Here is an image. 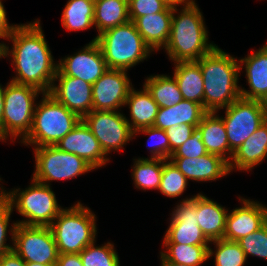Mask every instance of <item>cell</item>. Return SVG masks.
Here are the masks:
<instances>
[{
  "mask_svg": "<svg viewBox=\"0 0 267 266\" xmlns=\"http://www.w3.org/2000/svg\"><path fill=\"white\" fill-rule=\"evenodd\" d=\"M33 150L35 170L32 179L45 185L50 186L51 181L74 179L95 170L84 159L56 146H39Z\"/></svg>",
  "mask_w": 267,
  "mask_h": 266,
  "instance_id": "9",
  "label": "cell"
},
{
  "mask_svg": "<svg viewBox=\"0 0 267 266\" xmlns=\"http://www.w3.org/2000/svg\"><path fill=\"white\" fill-rule=\"evenodd\" d=\"M139 133L149 135V138L147 139L148 148L151 152V156L149 158L170 160V144L165 130L156 128L154 126L144 127L134 131V137ZM152 139L153 142H151Z\"/></svg>",
  "mask_w": 267,
  "mask_h": 266,
  "instance_id": "36",
  "label": "cell"
},
{
  "mask_svg": "<svg viewBox=\"0 0 267 266\" xmlns=\"http://www.w3.org/2000/svg\"><path fill=\"white\" fill-rule=\"evenodd\" d=\"M42 99L34 110L33 123L29 134L20 141L34 148L55 146L79 123L81 118L68 110L49 93H43Z\"/></svg>",
  "mask_w": 267,
  "mask_h": 266,
  "instance_id": "4",
  "label": "cell"
},
{
  "mask_svg": "<svg viewBox=\"0 0 267 266\" xmlns=\"http://www.w3.org/2000/svg\"><path fill=\"white\" fill-rule=\"evenodd\" d=\"M93 243L86 246L80 253L83 266H120V258L111 242L96 246Z\"/></svg>",
  "mask_w": 267,
  "mask_h": 266,
  "instance_id": "34",
  "label": "cell"
},
{
  "mask_svg": "<svg viewBox=\"0 0 267 266\" xmlns=\"http://www.w3.org/2000/svg\"><path fill=\"white\" fill-rule=\"evenodd\" d=\"M93 23L98 35L130 21L128 0H95Z\"/></svg>",
  "mask_w": 267,
  "mask_h": 266,
  "instance_id": "28",
  "label": "cell"
},
{
  "mask_svg": "<svg viewBox=\"0 0 267 266\" xmlns=\"http://www.w3.org/2000/svg\"><path fill=\"white\" fill-rule=\"evenodd\" d=\"M196 130L194 125H174L165 130L170 144V158L175 150L185 143Z\"/></svg>",
  "mask_w": 267,
  "mask_h": 266,
  "instance_id": "41",
  "label": "cell"
},
{
  "mask_svg": "<svg viewBox=\"0 0 267 266\" xmlns=\"http://www.w3.org/2000/svg\"><path fill=\"white\" fill-rule=\"evenodd\" d=\"M94 3L95 0H68L61 17L63 27L72 32L94 26Z\"/></svg>",
  "mask_w": 267,
  "mask_h": 266,
  "instance_id": "30",
  "label": "cell"
},
{
  "mask_svg": "<svg viewBox=\"0 0 267 266\" xmlns=\"http://www.w3.org/2000/svg\"><path fill=\"white\" fill-rule=\"evenodd\" d=\"M173 7L167 6L162 12L136 18L133 23L144 42L152 51L163 49L169 39Z\"/></svg>",
  "mask_w": 267,
  "mask_h": 266,
  "instance_id": "22",
  "label": "cell"
},
{
  "mask_svg": "<svg viewBox=\"0 0 267 266\" xmlns=\"http://www.w3.org/2000/svg\"><path fill=\"white\" fill-rule=\"evenodd\" d=\"M246 258L256 256L267 260V222L257 231L237 241Z\"/></svg>",
  "mask_w": 267,
  "mask_h": 266,
  "instance_id": "37",
  "label": "cell"
},
{
  "mask_svg": "<svg viewBox=\"0 0 267 266\" xmlns=\"http://www.w3.org/2000/svg\"><path fill=\"white\" fill-rule=\"evenodd\" d=\"M166 2L169 6L172 7H178L179 5L182 6V4H186L189 0H163Z\"/></svg>",
  "mask_w": 267,
  "mask_h": 266,
  "instance_id": "46",
  "label": "cell"
},
{
  "mask_svg": "<svg viewBox=\"0 0 267 266\" xmlns=\"http://www.w3.org/2000/svg\"><path fill=\"white\" fill-rule=\"evenodd\" d=\"M210 244L216 247L214 251L208 247V258L214 256V266H244L247 258L237 242L219 239Z\"/></svg>",
  "mask_w": 267,
  "mask_h": 266,
  "instance_id": "33",
  "label": "cell"
},
{
  "mask_svg": "<svg viewBox=\"0 0 267 266\" xmlns=\"http://www.w3.org/2000/svg\"><path fill=\"white\" fill-rule=\"evenodd\" d=\"M160 258H161V266H190V265H184V264H179L176 262L167 261L161 254H160Z\"/></svg>",
  "mask_w": 267,
  "mask_h": 266,
  "instance_id": "47",
  "label": "cell"
},
{
  "mask_svg": "<svg viewBox=\"0 0 267 266\" xmlns=\"http://www.w3.org/2000/svg\"><path fill=\"white\" fill-rule=\"evenodd\" d=\"M173 76L178 83L183 99L201 104L204 107V81L197 61L174 63Z\"/></svg>",
  "mask_w": 267,
  "mask_h": 266,
  "instance_id": "27",
  "label": "cell"
},
{
  "mask_svg": "<svg viewBox=\"0 0 267 266\" xmlns=\"http://www.w3.org/2000/svg\"><path fill=\"white\" fill-rule=\"evenodd\" d=\"M240 71L244 66L249 90L240 87L242 98L260 100L267 103V43L258 50L238 59Z\"/></svg>",
  "mask_w": 267,
  "mask_h": 266,
  "instance_id": "20",
  "label": "cell"
},
{
  "mask_svg": "<svg viewBox=\"0 0 267 266\" xmlns=\"http://www.w3.org/2000/svg\"><path fill=\"white\" fill-rule=\"evenodd\" d=\"M178 10L173 7L170 35L164 49L174 63L197 61L217 45L208 42L204 17L195 0H189Z\"/></svg>",
  "mask_w": 267,
  "mask_h": 266,
  "instance_id": "2",
  "label": "cell"
},
{
  "mask_svg": "<svg viewBox=\"0 0 267 266\" xmlns=\"http://www.w3.org/2000/svg\"><path fill=\"white\" fill-rule=\"evenodd\" d=\"M57 61L56 75L80 78L93 85L108 70L102 50L97 41H90L76 54Z\"/></svg>",
  "mask_w": 267,
  "mask_h": 266,
  "instance_id": "14",
  "label": "cell"
},
{
  "mask_svg": "<svg viewBox=\"0 0 267 266\" xmlns=\"http://www.w3.org/2000/svg\"><path fill=\"white\" fill-rule=\"evenodd\" d=\"M91 41L98 42L108 69L130 70L153 52L133 21L108 29Z\"/></svg>",
  "mask_w": 267,
  "mask_h": 266,
  "instance_id": "5",
  "label": "cell"
},
{
  "mask_svg": "<svg viewBox=\"0 0 267 266\" xmlns=\"http://www.w3.org/2000/svg\"><path fill=\"white\" fill-rule=\"evenodd\" d=\"M0 266H26V262L12 250L3 255Z\"/></svg>",
  "mask_w": 267,
  "mask_h": 266,
  "instance_id": "44",
  "label": "cell"
},
{
  "mask_svg": "<svg viewBox=\"0 0 267 266\" xmlns=\"http://www.w3.org/2000/svg\"><path fill=\"white\" fill-rule=\"evenodd\" d=\"M241 207L229 211L223 239L237 242L267 222V207L258 201L239 197Z\"/></svg>",
  "mask_w": 267,
  "mask_h": 266,
  "instance_id": "17",
  "label": "cell"
},
{
  "mask_svg": "<svg viewBox=\"0 0 267 266\" xmlns=\"http://www.w3.org/2000/svg\"><path fill=\"white\" fill-rule=\"evenodd\" d=\"M167 6L163 0H128L130 21L144 15L162 12Z\"/></svg>",
  "mask_w": 267,
  "mask_h": 266,
  "instance_id": "39",
  "label": "cell"
},
{
  "mask_svg": "<svg viewBox=\"0 0 267 266\" xmlns=\"http://www.w3.org/2000/svg\"><path fill=\"white\" fill-rule=\"evenodd\" d=\"M6 15L7 14H6L4 5L2 3V0H0V38H3V40L8 39L13 33V30L15 29V27L17 26V24L10 25L8 23V20H7L8 17Z\"/></svg>",
  "mask_w": 267,
  "mask_h": 266,
  "instance_id": "42",
  "label": "cell"
},
{
  "mask_svg": "<svg viewBox=\"0 0 267 266\" xmlns=\"http://www.w3.org/2000/svg\"><path fill=\"white\" fill-rule=\"evenodd\" d=\"M204 81V109L216 112L230 106L241 97L238 86L240 66L237 57L216 46L209 54L197 60Z\"/></svg>",
  "mask_w": 267,
  "mask_h": 266,
  "instance_id": "3",
  "label": "cell"
},
{
  "mask_svg": "<svg viewBox=\"0 0 267 266\" xmlns=\"http://www.w3.org/2000/svg\"><path fill=\"white\" fill-rule=\"evenodd\" d=\"M40 90L29 85L7 82L4 90V110L1 122V141L8 137L22 141L30 132L35 110V100ZM37 98V99H36Z\"/></svg>",
  "mask_w": 267,
  "mask_h": 266,
  "instance_id": "8",
  "label": "cell"
},
{
  "mask_svg": "<svg viewBox=\"0 0 267 266\" xmlns=\"http://www.w3.org/2000/svg\"><path fill=\"white\" fill-rule=\"evenodd\" d=\"M26 266H49V265H44L40 263H26Z\"/></svg>",
  "mask_w": 267,
  "mask_h": 266,
  "instance_id": "48",
  "label": "cell"
},
{
  "mask_svg": "<svg viewBox=\"0 0 267 266\" xmlns=\"http://www.w3.org/2000/svg\"><path fill=\"white\" fill-rule=\"evenodd\" d=\"M59 150L75 154L84 159L95 170L109 162L99 141L81 119L79 123L56 145Z\"/></svg>",
  "mask_w": 267,
  "mask_h": 266,
  "instance_id": "18",
  "label": "cell"
},
{
  "mask_svg": "<svg viewBox=\"0 0 267 266\" xmlns=\"http://www.w3.org/2000/svg\"><path fill=\"white\" fill-rule=\"evenodd\" d=\"M163 244L209 246L197 221V194L183 199L171 213Z\"/></svg>",
  "mask_w": 267,
  "mask_h": 266,
  "instance_id": "13",
  "label": "cell"
},
{
  "mask_svg": "<svg viewBox=\"0 0 267 266\" xmlns=\"http://www.w3.org/2000/svg\"><path fill=\"white\" fill-rule=\"evenodd\" d=\"M188 185V179L171 160H163V171L158 191L169 198H178Z\"/></svg>",
  "mask_w": 267,
  "mask_h": 266,
  "instance_id": "35",
  "label": "cell"
},
{
  "mask_svg": "<svg viewBox=\"0 0 267 266\" xmlns=\"http://www.w3.org/2000/svg\"><path fill=\"white\" fill-rule=\"evenodd\" d=\"M56 266H83L79 254H59Z\"/></svg>",
  "mask_w": 267,
  "mask_h": 266,
  "instance_id": "43",
  "label": "cell"
},
{
  "mask_svg": "<svg viewBox=\"0 0 267 266\" xmlns=\"http://www.w3.org/2000/svg\"><path fill=\"white\" fill-rule=\"evenodd\" d=\"M197 129L201 133L206 151L222 157L229 163L233 152L229 148L223 119L216 112H207L202 117Z\"/></svg>",
  "mask_w": 267,
  "mask_h": 266,
  "instance_id": "24",
  "label": "cell"
},
{
  "mask_svg": "<svg viewBox=\"0 0 267 266\" xmlns=\"http://www.w3.org/2000/svg\"><path fill=\"white\" fill-rule=\"evenodd\" d=\"M13 251L26 263L56 266L58 249L48 226H27L17 223Z\"/></svg>",
  "mask_w": 267,
  "mask_h": 266,
  "instance_id": "11",
  "label": "cell"
},
{
  "mask_svg": "<svg viewBox=\"0 0 267 266\" xmlns=\"http://www.w3.org/2000/svg\"><path fill=\"white\" fill-rule=\"evenodd\" d=\"M228 209L203 195L197 194V221L205 237L211 242L223 239Z\"/></svg>",
  "mask_w": 267,
  "mask_h": 266,
  "instance_id": "23",
  "label": "cell"
},
{
  "mask_svg": "<svg viewBox=\"0 0 267 266\" xmlns=\"http://www.w3.org/2000/svg\"><path fill=\"white\" fill-rule=\"evenodd\" d=\"M12 49L8 44L0 46V58L9 57L16 70L12 82L29 85L43 93H49L56 76L57 66L43 33L40 20L17 24L11 36Z\"/></svg>",
  "mask_w": 267,
  "mask_h": 266,
  "instance_id": "1",
  "label": "cell"
},
{
  "mask_svg": "<svg viewBox=\"0 0 267 266\" xmlns=\"http://www.w3.org/2000/svg\"><path fill=\"white\" fill-rule=\"evenodd\" d=\"M206 113L201 104L183 99L169 108H159L153 126L166 130L174 125L189 124L197 128Z\"/></svg>",
  "mask_w": 267,
  "mask_h": 266,
  "instance_id": "26",
  "label": "cell"
},
{
  "mask_svg": "<svg viewBox=\"0 0 267 266\" xmlns=\"http://www.w3.org/2000/svg\"><path fill=\"white\" fill-rule=\"evenodd\" d=\"M13 209L7 202V200L3 197V187H0V259L3 255L13 250L14 247V231L17 225V222H14L11 227H9V222L11 218V214ZM8 228L10 231H8ZM10 232L12 245L6 244L7 241V233Z\"/></svg>",
  "mask_w": 267,
  "mask_h": 266,
  "instance_id": "38",
  "label": "cell"
},
{
  "mask_svg": "<svg viewBox=\"0 0 267 266\" xmlns=\"http://www.w3.org/2000/svg\"><path fill=\"white\" fill-rule=\"evenodd\" d=\"M170 160L188 179L196 182L216 181L230 174L229 163L215 154L198 158L171 157Z\"/></svg>",
  "mask_w": 267,
  "mask_h": 266,
  "instance_id": "19",
  "label": "cell"
},
{
  "mask_svg": "<svg viewBox=\"0 0 267 266\" xmlns=\"http://www.w3.org/2000/svg\"><path fill=\"white\" fill-rule=\"evenodd\" d=\"M118 111L92 110L82 120L99 141L106 155L120 151L134 137L126 116Z\"/></svg>",
  "mask_w": 267,
  "mask_h": 266,
  "instance_id": "12",
  "label": "cell"
},
{
  "mask_svg": "<svg viewBox=\"0 0 267 266\" xmlns=\"http://www.w3.org/2000/svg\"><path fill=\"white\" fill-rule=\"evenodd\" d=\"M226 111L223 119L229 148L236 151L266 120L267 103L239 97Z\"/></svg>",
  "mask_w": 267,
  "mask_h": 266,
  "instance_id": "10",
  "label": "cell"
},
{
  "mask_svg": "<svg viewBox=\"0 0 267 266\" xmlns=\"http://www.w3.org/2000/svg\"><path fill=\"white\" fill-rule=\"evenodd\" d=\"M143 85L151 93L159 108H169L183 100L174 76L170 77V75L165 74L151 75L146 78Z\"/></svg>",
  "mask_w": 267,
  "mask_h": 266,
  "instance_id": "29",
  "label": "cell"
},
{
  "mask_svg": "<svg viewBox=\"0 0 267 266\" xmlns=\"http://www.w3.org/2000/svg\"><path fill=\"white\" fill-rule=\"evenodd\" d=\"M124 106L129 107L131 119L126 120L133 131L154 125L159 107L144 85L140 91L130 89Z\"/></svg>",
  "mask_w": 267,
  "mask_h": 266,
  "instance_id": "25",
  "label": "cell"
},
{
  "mask_svg": "<svg viewBox=\"0 0 267 266\" xmlns=\"http://www.w3.org/2000/svg\"><path fill=\"white\" fill-rule=\"evenodd\" d=\"M267 156V120L233 152L229 162L233 170L250 171L261 164Z\"/></svg>",
  "mask_w": 267,
  "mask_h": 266,
  "instance_id": "21",
  "label": "cell"
},
{
  "mask_svg": "<svg viewBox=\"0 0 267 266\" xmlns=\"http://www.w3.org/2000/svg\"><path fill=\"white\" fill-rule=\"evenodd\" d=\"M49 227L59 254H79L96 241V215L79 201L65 207Z\"/></svg>",
  "mask_w": 267,
  "mask_h": 266,
  "instance_id": "6",
  "label": "cell"
},
{
  "mask_svg": "<svg viewBox=\"0 0 267 266\" xmlns=\"http://www.w3.org/2000/svg\"><path fill=\"white\" fill-rule=\"evenodd\" d=\"M49 94L81 119L93 110L92 85L80 78L56 75Z\"/></svg>",
  "mask_w": 267,
  "mask_h": 266,
  "instance_id": "16",
  "label": "cell"
},
{
  "mask_svg": "<svg viewBox=\"0 0 267 266\" xmlns=\"http://www.w3.org/2000/svg\"><path fill=\"white\" fill-rule=\"evenodd\" d=\"M166 251L160 254L171 262L190 266H201L208 258L209 246L184 245V244H163Z\"/></svg>",
  "mask_w": 267,
  "mask_h": 266,
  "instance_id": "32",
  "label": "cell"
},
{
  "mask_svg": "<svg viewBox=\"0 0 267 266\" xmlns=\"http://www.w3.org/2000/svg\"><path fill=\"white\" fill-rule=\"evenodd\" d=\"M132 174L134 186L137 189H159L162 171L163 160L151 158L133 159Z\"/></svg>",
  "mask_w": 267,
  "mask_h": 266,
  "instance_id": "31",
  "label": "cell"
},
{
  "mask_svg": "<svg viewBox=\"0 0 267 266\" xmlns=\"http://www.w3.org/2000/svg\"><path fill=\"white\" fill-rule=\"evenodd\" d=\"M207 153L202 142L201 133L196 128L191 137L175 150L171 157L198 158Z\"/></svg>",
  "mask_w": 267,
  "mask_h": 266,
  "instance_id": "40",
  "label": "cell"
},
{
  "mask_svg": "<svg viewBox=\"0 0 267 266\" xmlns=\"http://www.w3.org/2000/svg\"><path fill=\"white\" fill-rule=\"evenodd\" d=\"M130 81L126 70H106L92 85L93 110H120L133 87Z\"/></svg>",
  "mask_w": 267,
  "mask_h": 266,
  "instance_id": "15",
  "label": "cell"
},
{
  "mask_svg": "<svg viewBox=\"0 0 267 266\" xmlns=\"http://www.w3.org/2000/svg\"><path fill=\"white\" fill-rule=\"evenodd\" d=\"M3 197L11 208L25 217L19 224L27 226H50L54 219L64 209L57 202L51 186L31 180V184L25 190L20 188L6 191L3 188Z\"/></svg>",
  "mask_w": 267,
  "mask_h": 266,
  "instance_id": "7",
  "label": "cell"
},
{
  "mask_svg": "<svg viewBox=\"0 0 267 266\" xmlns=\"http://www.w3.org/2000/svg\"><path fill=\"white\" fill-rule=\"evenodd\" d=\"M2 86L3 85L0 84V141H1V122L4 110V90H5V87L3 88Z\"/></svg>",
  "mask_w": 267,
  "mask_h": 266,
  "instance_id": "45",
  "label": "cell"
}]
</instances>
